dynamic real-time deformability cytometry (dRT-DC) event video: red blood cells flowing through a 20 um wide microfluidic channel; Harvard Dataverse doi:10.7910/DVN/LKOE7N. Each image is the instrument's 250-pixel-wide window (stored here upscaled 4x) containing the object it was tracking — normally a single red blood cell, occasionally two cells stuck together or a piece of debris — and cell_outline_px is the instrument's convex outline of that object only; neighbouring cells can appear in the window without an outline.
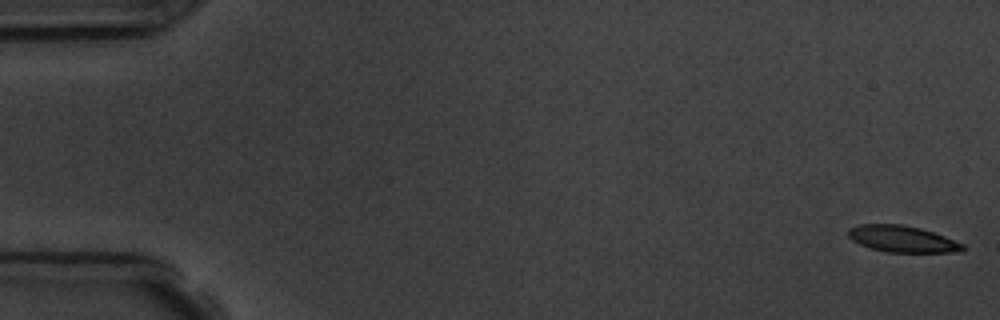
{"species": "common noctule bat (a hibernating species)", "species_latin": "Nyctalus noctula", "temperature_condition": "room temperature", "stored_images_in_passage": 8, "camera_frame_rate_fps": 3000, "um_per_image_px": 0.085, "animal": {"sex": "male", "body_mass_g": 19.5, "forearm_length_mm": 54.6}, "frame": {"image": 1, "passage_image": 1, "time_ms": 0.0, "image_size_px": [1000, 320], "cell_outline_px": [[968, 248], [952, 252], [888, 252], [868, 248], [852, 240], [848, 236], [848, 228], [860, 224], [904, 224], [920, 228], [944, 236], [964, 244]], "centroid_in_image_um": [76.67, 20.3], "position_along_channel_um": 8.3, "area_um2": 17.69}}
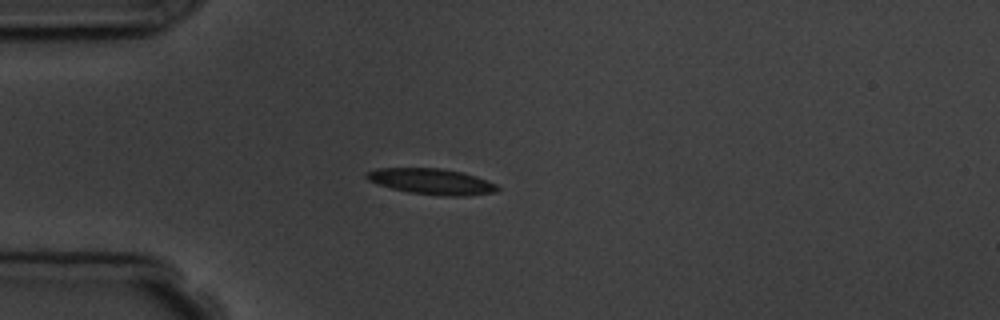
{"frame": {"image": 2, "passage_image": 5, "time_ms": 4.667, "image_size_px": [1000, 320], "cell_outline_px": [[500, 188], [496, 192], [468, 196], [440, 196], [408, 192], [392, 188], [368, 180], [364, 176], [364, 172], [376, 168], [440, 168], [464, 172], [476, 176], [496, 184]], "centroid_in_image_um": [36.69, 15.42], "position_along_channel_um": 48.3, "area_um2": 19.88}}